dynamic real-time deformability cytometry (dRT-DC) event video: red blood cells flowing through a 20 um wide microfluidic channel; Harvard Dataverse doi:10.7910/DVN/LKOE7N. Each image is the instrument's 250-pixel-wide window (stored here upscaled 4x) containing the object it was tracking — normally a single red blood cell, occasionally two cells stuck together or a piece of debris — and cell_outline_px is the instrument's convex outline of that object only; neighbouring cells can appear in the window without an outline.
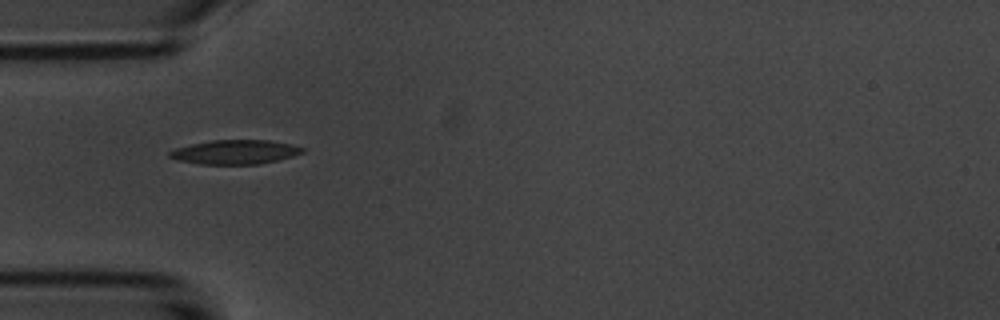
{"species": "common noctule bat (a hibernating species)", "species_latin": "Nyctalus noctula", "temperature_condition": "room temperature", "stored_images_in_passage": 5, "camera_frame_rate_fps": 3000, "um_per_image_px": 0.085, "animal": {"sex": "male", "body_mass_g": 20.1, "forearm_length_mm": 53.5}, "frame": {"image": 1, "passage_image": 1, "time_ms": 0.0, "image_size_px": [1000, 320], "cell_outline_px": [[304, 152], [292, 156], [260, 164], [200, 164], [176, 160], [168, 156], [168, 152], [176, 148], [192, 144], [212, 140], [268, 140], [292, 144], [304, 148]], "centroid_in_image_um": [19.97, 12.92], "position_along_channel_um": 65.0, "area_um2": 18.67}}
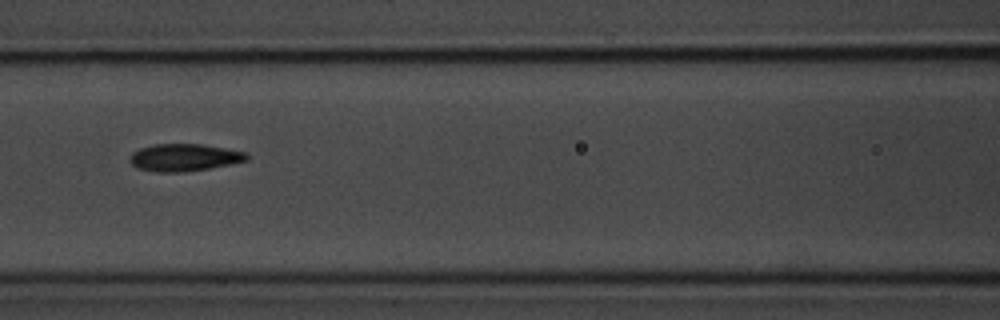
{"frame": {"image": 2, "passage_image": 3, "time_ms": 2.333, "image_size_px": [1000, 320], "cell_outline_px": [[248, 160], [232, 164], [184, 172], [156, 172], [136, 168], [128, 160], [132, 152], [140, 148], [156, 144], [204, 144], [244, 152], [248, 156]], "centroid_in_image_um": [15.62, 13.39], "position_along_channel_um": 151.0, "area_um2": 18.61}}
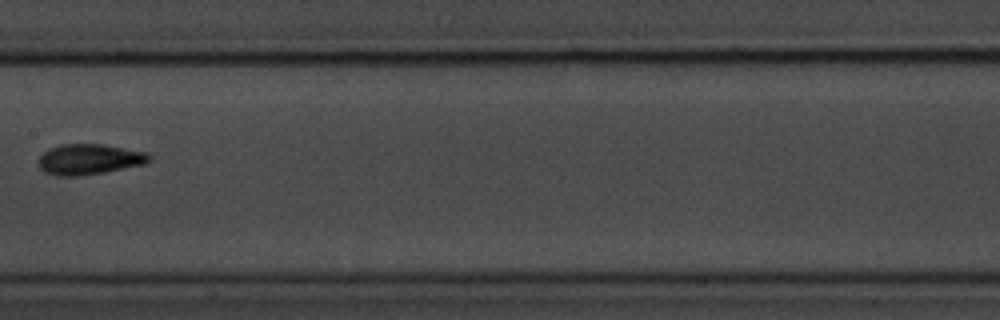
{"frame": {"image": 3, "passage_image": 4, "time_ms": 3.667, "image_size_px": [1000, 320], "cell_outline_px": [[152, 160], [144, 164], [104, 172], [76, 176], [56, 176], [44, 172], [36, 164], [36, 160], [48, 148], [60, 144], [104, 144], [148, 152], [152, 156]], "centroid_in_image_um": [7.56, 13.53], "position_along_channel_um": 199.8, "area_um2": 20.06}}